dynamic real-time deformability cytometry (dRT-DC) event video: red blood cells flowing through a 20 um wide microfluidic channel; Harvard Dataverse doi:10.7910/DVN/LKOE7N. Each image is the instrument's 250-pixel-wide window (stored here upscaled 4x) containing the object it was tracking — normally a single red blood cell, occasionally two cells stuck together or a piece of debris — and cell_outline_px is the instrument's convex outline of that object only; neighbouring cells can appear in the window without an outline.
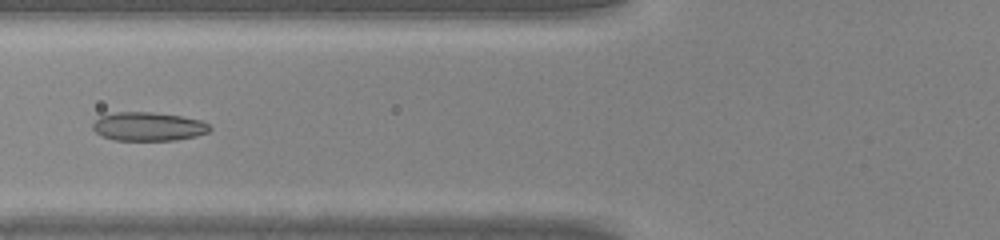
{"species": "common noctule bat (a hibernating species)", "species_latin": "Nyctalus noctula", "temperature_condition": "warm", "stored_images_in_passage": 46, "camera_frame_rate_fps": 3000, "um_per_image_px": 0.085, "animal": {"sex": "male", "body_mass_g": 20.0, "forearm_length_mm": 53.3}, "frame": {"image": 1, "passage_image": 19, "time_ms": 6.0, "image_size_px": [1000, 240], "cell_outline_px": [[212, 128], [208, 132], [196, 136], [176, 140], [116, 140], [100, 136], [92, 128], [92, 124], [100, 116], [116, 112], [152, 112], [180, 116], [200, 120], [208, 124]], "centroid_in_image_um": [12.59, 10.76], "position_along_channel_um": 113.2, "area_um2": 19.54}}
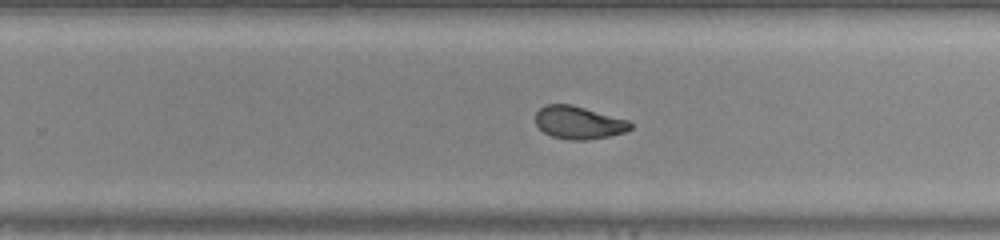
{"frame": {"image": 2, "passage_image": 30, "time_ms": 9.667, "image_size_px": [1000, 240], "cell_outline_px": [[632, 128], [624, 132], [608, 136], [584, 140], [568, 140], [552, 136], [544, 132], [536, 124], [536, 112], [544, 104], [572, 104], [628, 120], [632, 124]], "centroid_in_image_um": [49.17, 10.41], "position_along_channel_um": 280.6, "area_um2": 18.09}}
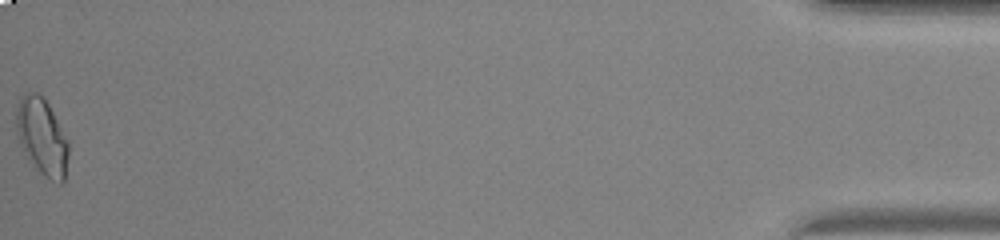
{"frame": {"image": 3, "passage_image": 46, "time_ms": 15.0, "image_size_px": [1000, 240], "cell_outline_px": [[68, 156], [64, 180], [60, 184], [44, 176], [32, 164], [20, 144], [16, 124], [16, 108], [24, 92], [36, 92], [48, 104], [68, 140]], "centroid_in_image_um": [3.57, 11.63], "position_along_channel_um": 431.6, "area_um2": 23.0}}